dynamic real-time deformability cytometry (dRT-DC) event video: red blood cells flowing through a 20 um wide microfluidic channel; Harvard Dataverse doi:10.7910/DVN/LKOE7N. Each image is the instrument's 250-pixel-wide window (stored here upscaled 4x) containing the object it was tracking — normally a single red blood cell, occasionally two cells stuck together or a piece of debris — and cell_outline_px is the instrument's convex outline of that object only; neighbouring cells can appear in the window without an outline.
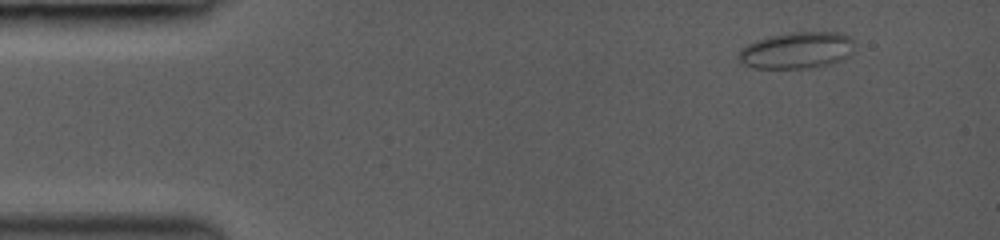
{"species": "common noctule bat (a hibernating species)", "species_latin": "Nyctalus noctula", "temperature_condition": "room temperature", "stored_images_in_passage": 42, "camera_frame_rate_fps": 3000, "um_per_image_px": 0.085, "animal": {"sex": "female", "body_mass_g": 19.0, "forearm_length_mm": 53.3}, "frame": {"image": 1, "passage_image": 1, "time_ms": 0.0, "image_size_px": [1000, 240], "cell_outline_px": [[856, 44], [852, 52], [848, 56], [840, 60], [828, 64], [808, 68], [752, 68], [744, 64], [740, 60], [740, 48], [756, 40], [768, 36], [796, 32], [840, 32], [852, 36], [856, 40]], "centroid_in_image_um": [67.79, 4.26], "position_along_channel_um": 17.2, "area_um2": 24.85}}
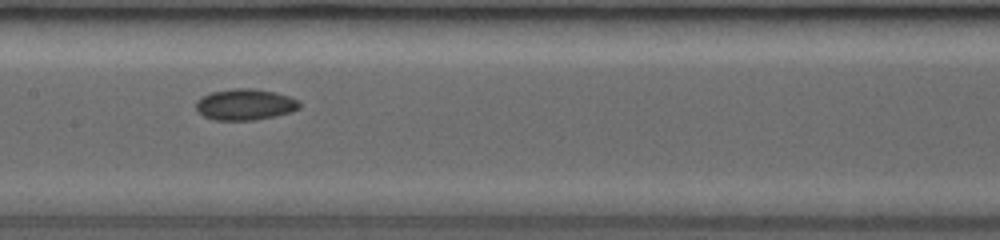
{"frame": {"image": 2, "passage_image": 20, "time_ms": 6.667, "image_size_px": [1000, 240], "cell_outline_px": [[300, 108], [292, 112], [256, 120], [216, 120], [204, 116], [196, 112], [196, 100], [212, 92], [232, 88], [252, 88], [272, 92], [288, 96], [300, 100]], "centroid_in_image_um": [20.83, 8.89], "position_along_channel_um": 186.6, "area_um2": 18.84}}
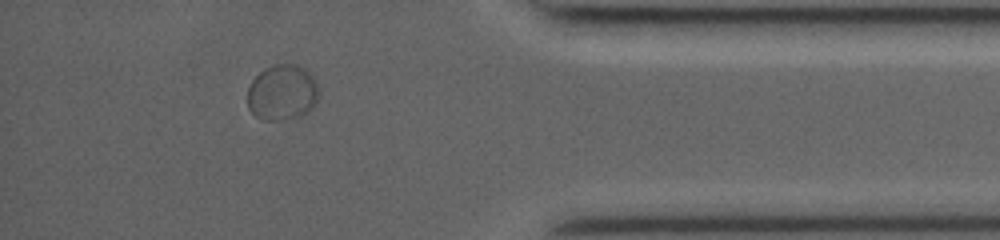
{"frame": {"image": 3, "passage_image": 37, "time_ms": 12.667, "image_size_px": [1000, 240], "cell_outline_px": [[320, 96], [312, 108], [308, 112], [300, 116], [280, 120], [264, 120], [256, 116], [248, 108], [248, 88], [252, 80], [264, 68], [276, 64], [296, 64], [312, 72], [316, 80], [320, 92]], "centroid_in_image_um": [24.03, 7.85], "position_along_channel_um": 411.2, "area_um2": 23.52}}